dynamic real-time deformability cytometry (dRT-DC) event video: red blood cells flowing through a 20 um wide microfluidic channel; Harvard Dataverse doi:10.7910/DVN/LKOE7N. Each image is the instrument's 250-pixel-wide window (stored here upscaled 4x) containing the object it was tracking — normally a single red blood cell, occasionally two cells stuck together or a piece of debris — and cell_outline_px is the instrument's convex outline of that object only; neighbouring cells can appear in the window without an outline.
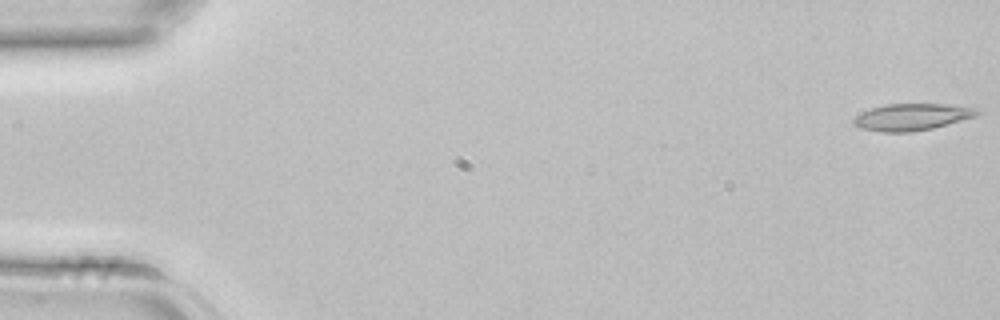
{"species": "common noctule bat (a hibernating species)", "species_latin": "Nyctalus noctula", "temperature_condition": "room temperature", "stored_images_in_passage": 44, "camera_frame_rate_fps": 3000, "um_per_image_px": 0.085, "animal": {"sex": "female", "body_mass_g": 22.7, "forearm_length_mm": 54.2}, "frame": {"image": 1, "passage_image": 1, "time_ms": 0.0, "image_size_px": [1000, 320], "cell_outline_px": [[980, 112], [976, 116], [932, 128], [912, 132], [884, 132], [860, 128], [852, 124], [852, 116], [872, 108], [884, 104], [948, 104], [980, 108]], "centroid_in_image_um": [77.49, 9.93], "position_along_channel_um": 7.5, "area_um2": 19.42}}
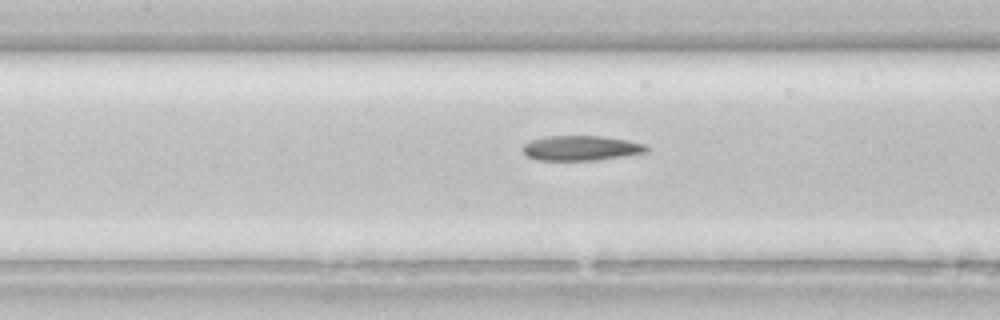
{"frame": {"image": 2, "passage_image": 20, "time_ms": 6.333, "image_size_px": [1000, 320], "cell_outline_px": [[648, 152], [624, 156], [596, 160], [536, 160], [528, 156], [524, 152], [524, 144], [532, 140], [544, 136], [600, 136], [628, 140], [644, 144], [648, 148]], "centroid_in_image_um": [49.4, 12.59], "position_along_channel_um": 158.0, "area_um2": 17.86}}
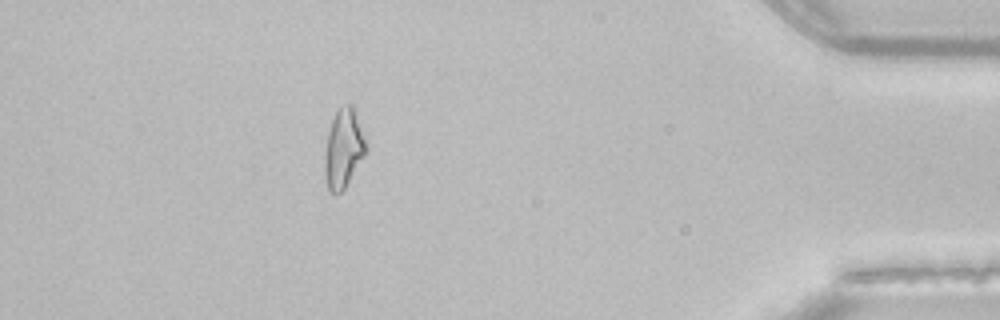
{"frame": {"image": 3, "passage_image": 39, "time_ms": 12.667, "image_size_px": [1000, 320], "cell_outline_px": [[368, 148], [364, 156], [344, 188], [336, 196], [332, 196], [328, 192], [324, 172], [324, 156], [328, 132], [332, 120], [336, 112], [340, 108], [348, 104], [352, 104], [356, 108]], "centroid_in_image_um": [29.2, 12.64], "position_along_channel_um": 406.0, "area_um2": 19.25}}